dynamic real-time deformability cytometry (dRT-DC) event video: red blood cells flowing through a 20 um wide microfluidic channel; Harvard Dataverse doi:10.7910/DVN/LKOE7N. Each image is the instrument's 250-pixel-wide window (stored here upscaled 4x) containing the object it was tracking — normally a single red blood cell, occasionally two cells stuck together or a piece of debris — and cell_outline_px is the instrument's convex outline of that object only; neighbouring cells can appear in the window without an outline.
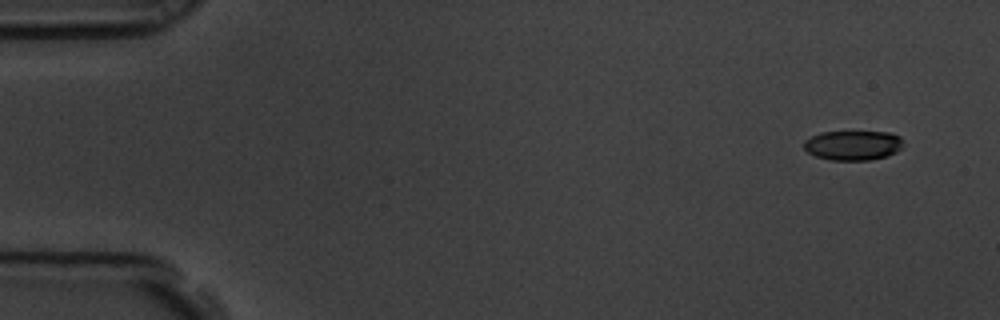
{"species": "common noctule bat (a hibernating species)", "species_latin": "Nyctalus noctula", "temperature_condition": "room temperature", "stored_images_in_passage": 15, "camera_frame_rate_fps": 3000, "um_per_image_px": 0.085, "animal": {"sex": "male", "body_mass_g": 19.5, "forearm_length_mm": 54.6}, "frame": {"image": 1, "passage_image": 1, "time_ms": 0.0, "image_size_px": [1000, 320], "cell_outline_px": [[904, 140], [900, 148], [896, 152], [888, 156], [868, 160], [828, 160], [816, 156], [808, 152], [804, 148], [804, 140], [820, 132], [888, 132], [900, 136]], "centroid_in_image_um": [72.51, 12.35], "position_along_channel_um": 12.5, "area_um2": 17.22}}
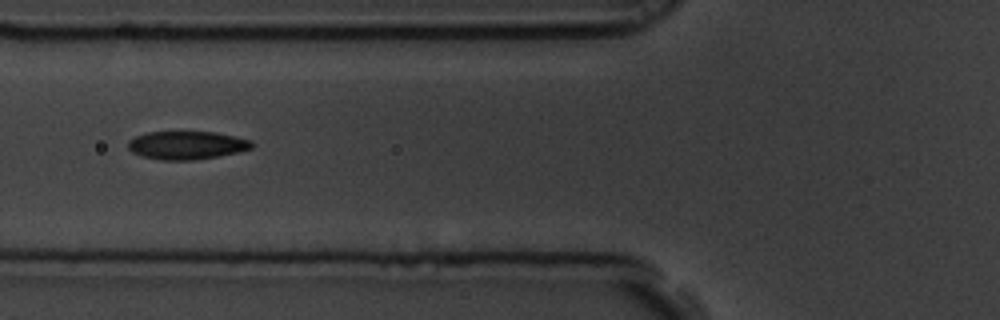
{"frame": {"image": 2, "passage_image": 6, "time_ms": 1.667, "image_size_px": [1000, 320], "cell_outline_px": [[252, 148], [236, 152], [216, 156], [192, 160], [160, 160], [140, 156], [132, 152], [128, 148], [128, 140], [136, 136], [148, 132], [212, 132], [252, 140]], "centroid_in_image_um": [15.81, 12.35], "position_along_channel_um": 110.0, "area_um2": 20.11}}
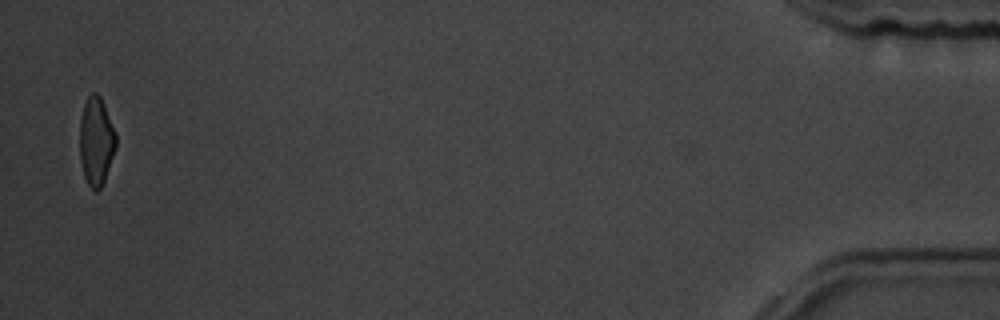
{"frame": {"image": 3, "passage_image": 15, "time_ms": 4.667, "image_size_px": [1000, 320], "cell_outline_px": [[116, 148], [104, 180], [100, 188], [96, 192], [88, 184], [84, 176], [80, 160], [80, 120], [84, 104], [88, 96], [92, 92], [96, 92], [100, 96], [104, 104], [116, 132]], "centroid_in_image_um": [8.18, 11.98], "position_along_channel_um": 427.0, "area_um2": 18.61}}